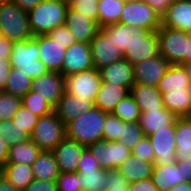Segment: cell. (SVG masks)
Wrapping results in <instances>:
<instances>
[{
	"instance_id": "cell-1",
	"label": "cell",
	"mask_w": 191,
	"mask_h": 191,
	"mask_svg": "<svg viewBox=\"0 0 191 191\" xmlns=\"http://www.w3.org/2000/svg\"><path fill=\"white\" fill-rule=\"evenodd\" d=\"M68 0L41 1L28 12L29 27L34 36L47 35L55 28L65 25Z\"/></svg>"
},
{
	"instance_id": "cell-2",
	"label": "cell",
	"mask_w": 191,
	"mask_h": 191,
	"mask_svg": "<svg viewBox=\"0 0 191 191\" xmlns=\"http://www.w3.org/2000/svg\"><path fill=\"white\" fill-rule=\"evenodd\" d=\"M107 114L94 107L66 125V137L86 147L103 140V129Z\"/></svg>"
},
{
	"instance_id": "cell-3",
	"label": "cell",
	"mask_w": 191,
	"mask_h": 191,
	"mask_svg": "<svg viewBox=\"0 0 191 191\" xmlns=\"http://www.w3.org/2000/svg\"><path fill=\"white\" fill-rule=\"evenodd\" d=\"M39 54V35L29 40L13 42L10 56L11 68H19L32 79L45 75L49 70L39 60Z\"/></svg>"
},
{
	"instance_id": "cell-4",
	"label": "cell",
	"mask_w": 191,
	"mask_h": 191,
	"mask_svg": "<svg viewBox=\"0 0 191 191\" xmlns=\"http://www.w3.org/2000/svg\"><path fill=\"white\" fill-rule=\"evenodd\" d=\"M0 34L12 42L33 38L28 13L13 1H0Z\"/></svg>"
},
{
	"instance_id": "cell-5",
	"label": "cell",
	"mask_w": 191,
	"mask_h": 191,
	"mask_svg": "<svg viewBox=\"0 0 191 191\" xmlns=\"http://www.w3.org/2000/svg\"><path fill=\"white\" fill-rule=\"evenodd\" d=\"M119 22L143 31L161 27V17L144 0H126Z\"/></svg>"
},
{
	"instance_id": "cell-6",
	"label": "cell",
	"mask_w": 191,
	"mask_h": 191,
	"mask_svg": "<svg viewBox=\"0 0 191 191\" xmlns=\"http://www.w3.org/2000/svg\"><path fill=\"white\" fill-rule=\"evenodd\" d=\"M65 137L66 125L54 111L49 115L41 116L31 134V140L41 151H53Z\"/></svg>"
},
{
	"instance_id": "cell-7",
	"label": "cell",
	"mask_w": 191,
	"mask_h": 191,
	"mask_svg": "<svg viewBox=\"0 0 191 191\" xmlns=\"http://www.w3.org/2000/svg\"><path fill=\"white\" fill-rule=\"evenodd\" d=\"M123 54L124 59L131 65L159 55L157 31H143L131 27V42Z\"/></svg>"
},
{
	"instance_id": "cell-8",
	"label": "cell",
	"mask_w": 191,
	"mask_h": 191,
	"mask_svg": "<svg viewBox=\"0 0 191 191\" xmlns=\"http://www.w3.org/2000/svg\"><path fill=\"white\" fill-rule=\"evenodd\" d=\"M157 36L159 54L171 65L185 64V56H188L187 32L160 27Z\"/></svg>"
},
{
	"instance_id": "cell-9",
	"label": "cell",
	"mask_w": 191,
	"mask_h": 191,
	"mask_svg": "<svg viewBox=\"0 0 191 191\" xmlns=\"http://www.w3.org/2000/svg\"><path fill=\"white\" fill-rule=\"evenodd\" d=\"M102 83L100 70L91 68L65 77V92L95 101Z\"/></svg>"
},
{
	"instance_id": "cell-10",
	"label": "cell",
	"mask_w": 191,
	"mask_h": 191,
	"mask_svg": "<svg viewBox=\"0 0 191 191\" xmlns=\"http://www.w3.org/2000/svg\"><path fill=\"white\" fill-rule=\"evenodd\" d=\"M81 191H105L107 170L102 169L99 161L86 149L78 162Z\"/></svg>"
},
{
	"instance_id": "cell-11",
	"label": "cell",
	"mask_w": 191,
	"mask_h": 191,
	"mask_svg": "<svg viewBox=\"0 0 191 191\" xmlns=\"http://www.w3.org/2000/svg\"><path fill=\"white\" fill-rule=\"evenodd\" d=\"M87 149L99 161L104 170L118 169L132 154L130 148L118 141H97L87 146Z\"/></svg>"
},
{
	"instance_id": "cell-12",
	"label": "cell",
	"mask_w": 191,
	"mask_h": 191,
	"mask_svg": "<svg viewBox=\"0 0 191 191\" xmlns=\"http://www.w3.org/2000/svg\"><path fill=\"white\" fill-rule=\"evenodd\" d=\"M155 155V165L177 163L175 143V121L165 129L157 130L148 135Z\"/></svg>"
},
{
	"instance_id": "cell-13",
	"label": "cell",
	"mask_w": 191,
	"mask_h": 191,
	"mask_svg": "<svg viewBox=\"0 0 191 191\" xmlns=\"http://www.w3.org/2000/svg\"><path fill=\"white\" fill-rule=\"evenodd\" d=\"M90 48L93 66L98 70L124 59V54L101 29L90 42Z\"/></svg>"
},
{
	"instance_id": "cell-14",
	"label": "cell",
	"mask_w": 191,
	"mask_h": 191,
	"mask_svg": "<svg viewBox=\"0 0 191 191\" xmlns=\"http://www.w3.org/2000/svg\"><path fill=\"white\" fill-rule=\"evenodd\" d=\"M170 63L161 55L139 62L134 67V82L157 87L160 79L165 75Z\"/></svg>"
},
{
	"instance_id": "cell-15",
	"label": "cell",
	"mask_w": 191,
	"mask_h": 191,
	"mask_svg": "<svg viewBox=\"0 0 191 191\" xmlns=\"http://www.w3.org/2000/svg\"><path fill=\"white\" fill-rule=\"evenodd\" d=\"M94 68L90 44L74 42L66 48L61 74L68 75Z\"/></svg>"
},
{
	"instance_id": "cell-16",
	"label": "cell",
	"mask_w": 191,
	"mask_h": 191,
	"mask_svg": "<svg viewBox=\"0 0 191 191\" xmlns=\"http://www.w3.org/2000/svg\"><path fill=\"white\" fill-rule=\"evenodd\" d=\"M65 25L68 27L76 42L90 44L100 30L98 22L84 15V13L67 9Z\"/></svg>"
},
{
	"instance_id": "cell-17",
	"label": "cell",
	"mask_w": 191,
	"mask_h": 191,
	"mask_svg": "<svg viewBox=\"0 0 191 191\" xmlns=\"http://www.w3.org/2000/svg\"><path fill=\"white\" fill-rule=\"evenodd\" d=\"M65 77L59 72L49 71L47 74L32 79L31 90L40 94L55 107L65 92Z\"/></svg>"
},
{
	"instance_id": "cell-18",
	"label": "cell",
	"mask_w": 191,
	"mask_h": 191,
	"mask_svg": "<svg viewBox=\"0 0 191 191\" xmlns=\"http://www.w3.org/2000/svg\"><path fill=\"white\" fill-rule=\"evenodd\" d=\"M86 149L85 145L65 137L52 151L59 171L61 173L77 172L78 162Z\"/></svg>"
},
{
	"instance_id": "cell-19",
	"label": "cell",
	"mask_w": 191,
	"mask_h": 191,
	"mask_svg": "<svg viewBox=\"0 0 191 191\" xmlns=\"http://www.w3.org/2000/svg\"><path fill=\"white\" fill-rule=\"evenodd\" d=\"M95 107V101L82 99L64 92L63 96L54 107V112L60 120L67 125L70 121L80 117Z\"/></svg>"
},
{
	"instance_id": "cell-20",
	"label": "cell",
	"mask_w": 191,
	"mask_h": 191,
	"mask_svg": "<svg viewBox=\"0 0 191 191\" xmlns=\"http://www.w3.org/2000/svg\"><path fill=\"white\" fill-rule=\"evenodd\" d=\"M161 27L191 31V0H175L161 17Z\"/></svg>"
},
{
	"instance_id": "cell-21",
	"label": "cell",
	"mask_w": 191,
	"mask_h": 191,
	"mask_svg": "<svg viewBox=\"0 0 191 191\" xmlns=\"http://www.w3.org/2000/svg\"><path fill=\"white\" fill-rule=\"evenodd\" d=\"M39 60L49 71L61 73L66 47L48 35H39Z\"/></svg>"
},
{
	"instance_id": "cell-22",
	"label": "cell",
	"mask_w": 191,
	"mask_h": 191,
	"mask_svg": "<svg viewBox=\"0 0 191 191\" xmlns=\"http://www.w3.org/2000/svg\"><path fill=\"white\" fill-rule=\"evenodd\" d=\"M162 100L164 107L177 118L191 117V84L185 89H166Z\"/></svg>"
},
{
	"instance_id": "cell-23",
	"label": "cell",
	"mask_w": 191,
	"mask_h": 191,
	"mask_svg": "<svg viewBox=\"0 0 191 191\" xmlns=\"http://www.w3.org/2000/svg\"><path fill=\"white\" fill-rule=\"evenodd\" d=\"M102 81L129 89L135 84L134 67L125 59L100 69Z\"/></svg>"
},
{
	"instance_id": "cell-24",
	"label": "cell",
	"mask_w": 191,
	"mask_h": 191,
	"mask_svg": "<svg viewBox=\"0 0 191 191\" xmlns=\"http://www.w3.org/2000/svg\"><path fill=\"white\" fill-rule=\"evenodd\" d=\"M129 94L130 89L127 87L102 81L95 99V107L101 109L105 113H112L116 105Z\"/></svg>"
},
{
	"instance_id": "cell-25",
	"label": "cell",
	"mask_w": 191,
	"mask_h": 191,
	"mask_svg": "<svg viewBox=\"0 0 191 191\" xmlns=\"http://www.w3.org/2000/svg\"><path fill=\"white\" fill-rule=\"evenodd\" d=\"M130 94L140 108V112L160 110L164 107L162 94L157 87L135 83Z\"/></svg>"
},
{
	"instance_id": "cell-26",
	"label": "cell",
	"mask_w": 191,
	"mask_h": 191,
	"mask_svg": "<svg viewBox=\"0 0 191 191\" xmlns=\"http://www.w3.org/2000/svg\"><path fill=\"white\" fill-rule=\"evenodd\" d=\"M154 163L145 161L132 154L118 167L120 173L128 183L150 179L153 173Z\"/></svg>"
},
{
	"instance_id": "cell-27",
	"label": "cell",
	"mask_w": 191,
	"mask_h": 191,
	"mask_svg": "<svg viewBox=\"0 0 191 191\" xmlns=\"http://www.w3.org/2000/svg\"><path fill=\"white\" fill-rule=\"evenodd\" d=\"M151 179L158 191H168L175 185L186 182L182 177L181 166H178L177 163L154 165Z\"/></svg>"
},
{
	"instance_id": "cell-28",
	"label": "cell",
	"mask_w": 191,
	"mask_h": 191,
	"mask_svg": "<svg viewBox=\"0 0 191 191\" xmlns=\"http://www.w3.org/2000/svg\"><path fill=\"white\" fill-rule=\"evenodd\" d=\"M177 117L165 107L160 110L141 112L139 125L144 131L145 136L170 126Z\"/></svg>"
},
{
	"instance_id": "cell-29",
	"label": "cell",
	"mask_w": 191,
	"mask_h": 191,
	"mask_svg": "<svg viewBox=\"0 0 191 191\" xmlns=\"http://www.w3.org/2000/svg\"><path fill=\"white\" fill-rule=\"evenodd\" d=\"M176 160L191 159V117L175 120Z\"/></svg>"
},
{
	"instance_id": "cell-30",
	"label": "cell",
	"mask_w": 191,
	"mask_h": 191,
	"mask_svg": "<svg viewBox=\"0 0 191 191\" xmlns=\"http://www.w3.org/2000/svg\"><path fill=\"white\" fill-rule=\"evenodd\" d=\"M34 179L56 181L60 171L52 151H41L32 164Z\"/></svg>"
},
{
	"instance_id": "cell-31",
	"label": "cell",
	"mask_w": 191,
	"mask_h": 191,
	"mask_svg": "<svg viewBox=\"0 0 191 191\" xmlns=\"http://www.w3.org/2000/svg\"><path fill=\"white\" fill-rule=\"evenodd\" d=\"M1 174L17 189L23 191L34 180L32 166L20 163H6Z\"/></svg>"
},
{
	"instance_id": "cell-32",
	"label": "cell",
	"mask_w": 191,
	"mask_h": 191,
	"mask_svg": "<svg viewBox=\"0 0 191 191\" xmlns=\"http://www.w3.org/2000/svg\"><path fill=\"white\" fill-rule=\"evenodd\" d=\"M40 152V148L31 139L20 142L9 148L6 163H20L32 166Z\"/></svg>"
},
{
	"instance_id": "cell-33",
	"label": "cell",
	"mask_w": 191,
	"mask_h": 191,
	"mask_svg": "<svg viewBox=\"0 0 191 191\" xmlns=\"http://www.w3.org/2000/svg\"><path fill=\"white\" fill-rule=\"evenodd\" d=\"M190 85L189 76L182 65H170L165 75L160 79L158 90L166 93V89H185Z\"/></svg>"
},
{
	"instance_id": "cell-34",
	"label": "cell",
	"mask_w": 191,
	"mask_h": 191,
	"mask_svg": "<svg viewBox=\"0 0 191 191\" xmlns=\"http://www.w3.org/2000/svg\"><path fill=\"white\" fill-rule=\"evenodd\" d=\"M126 0H99L98 25L104 27L118 23Z\"/></svg>"
},
{
	"instance_id": "cell-35",
	"label": "cell",
	"mask_w": 191,
	"mask_h": 191,
	"mask_svg": "<svg viewBox=\"0 0 191 191\" xmlns=\"http://www.w3.org/2000/svg\"><path fill=\"white\" fill-rule=\"evenodd\" d=\"M31 85L32 78L21 72L19 68H11L6 87L3 91L22 98L31 91Z\"/></svg>"
},
{
	"instance_id": "cell-36",
	"label": "cell",
	"mask_w": 191,
	"mask_h": 191,
	"mask_svg": "<svg viewBox=\"0 0 191 191\" xmlns=\"http://www.w3.org/2000/svg\"><path fill=\"white\" fill-rule=\"evenodd\" d=\"M110 40L115 44L116 48L122 53L129 47L131 42V27L123 23L110 24L100 28Z\"/></svg>"
},
{
	"instance_id": "cell-37",
	"label": "cell",
	"mask_w": 191,
	"mask_h": 191,
	"mask_svg": "<svg viewBox=\"0 0 191 191\" xmlns=\"http://www.w3.org/2000/svg\"><path fill=\"white\" fill-rule=\"evenodd\" d=\"M112 114L122 121L135 123L139 122L141 112L134 98L129 94L116 105Z\"/></svg>"
},
{
	"instance_id": "cell-38",
	"label": "cell",
	"mask_w": 191,
	"mask_h": 191,
	"mask_svg": "<svg viewBox=\"0 0 191 191\" xmlns=\"http://www.w3.org/2000/svg\"><path fill=\"white\" fill-rule=\"evenodd\" d=\"M22 105L39 117L49 115L54 111V107L45 97H41L39 93L32 90L22 97Z\"/></svg>"
},
{
	"instance_id": "cell-39",
	"label": "cell",
	"mask_w": 191,
	"mask_h": 191,
	"mask_svg": "<svg viewBox=\"0 0 191 191\" xmlns=\"http://www.w3.org/2000/svg\"><path fill=\"white\" fill-rule=\"evenodd\" d=\"M145 136L139 122L130 123L121 120V131L118 142H121L131 150Z\"/></svg>"
},
{
	"instance_id": "cell-40",
	"label": "cell",
	"mask_w": 191,
	"mask_h": 191,
	"mask_svg": "<svg viewBox=\"0 0 191 191\" xmlns=\"http://www.w3.org/2000/svg\"><path fill=\"white\" fill-rule=\"evenodd\" d=\"M0 136L5 139L9 148L31 139V136L25 130L19 129L12 120L0 122Z\"/></svg>"
},
{
	"instance_id": "cell-41",
	"label": "cell",
	"mask_w": 191,
	"mask_h": 191,
	"mask_svg": "<svg viewBox=\"0 0 191 191\" xmlns=\"http://www.w3.org/2000/svg\"><path fill=\"white\" fill-rule=\"evenodd\" d=\"M22 105V98L0 91V122L12 120Z\"/></svg>"
},
{
	"instance_id": "cell-42",
	"label": "cell",
	"mask_w": 191,
	"mask_h": 191,
	"mask_svg": "<svg viewBox=\"0 0 191 191\" xmlns=\"http://www.w3.org/2000/svg\"><path fill=\"white\" fill-rule=\"evenodd\" d=\"M39 118V116L33 114L24 105H21L13 116L12 121L19 129L25 130L31 136Z\"/></svg>"
},
{
	"instance_id": "cell-43",
	"label": "cell",
	"mask_w": 191,
	"mask_h": 191,
	"mask_svg": "<svg viewBox=\"0 0 191 191\" xmlns=\"http://www.w3.org/2000/svg\"><path fill=\"white\" fill-rule=\"evenodd\" d=\"M98 1L99 0H68L69 6L85 16L98 22Z\"/></svg>"
},
{
	"instance_id": "cell-44",
	"label": "cell",
	"mask_w": 191,
	"mask_h": 191,
	"mask_svg": "<svg viewBox=\"0 0 191 191\" xmlns=\"http://www.w3.org/2000/svg\"><path fill=\"white\" fill-rule=\"evenodd\" d=\"M56 186L57 191H81L78 172H60L59 177L56 179Z\"/></svg>"
},
{
	"instance_id": "cell-45",
	"label": "cell",
	"mask_w": 191,
	"mask_h": 191,
	"mask_svg": "<svg viewBox=\"0 0 191 191\" xmlns=\"http://www.w3.org/2000/svg\"><path fill=\"white\" fill-rule=\"evenodd\" d=\"M121 131V120L112 113L106 115L103 129V140L114 142L118 141Z\"/></svg>"
},
{
	"instance_id": "cell-46",
	"label": "cell",
	"mask_w": 191,
	"mask_h": 191,
	"mask_svg": "<svg viewBox=\"0 0 191 191\" xmlns=\"http://www.w3.org/2000/svg\"><path fill=\"white\" fill-rule=\"evenodd\" d=\"M105 191H129V183L118 169L107 170Z\"/></svg>"
},
{
	"instance_id": "cell-47",
	"label": "cell",
	"mask_w": 191,
	"mask_h": 191,
	"mask_svg": "<svg viewBox=\"0 0 191 191\" xmlns=\"http://www.w3.org/2000/svg\"><path fill=\"white\" fill-rule=\"evenodd\" d=\"M133 156L139 157L148 162H155L154 150L148 136H144L139 143L131 150Z\"/></svg>"
},
{
	"instance_id": "cell-48",
	"label": "cell",
	"mask_w": 191,
	"mask_h": 191,
	"mask_svg": "<svg viewBox=\"0 0 191 191\" xmlns=\"http://www.w3.org/2000/svg\"><path fill=\"white\" fill-rule=\"evenodd\" d=\"M53 41L59 42L62 46L68 48L74 42H76L75 38L72 36L66 25L59 26L55 28L53 31L47 34Z\"/></svg>"
},
{
	"instance_id": "cell-49",
	"label": "cell",
	"mask_w": 191,
	"mask_h": 191,
	"mask_svg": "<svg viewBox=\"0 0 191 191\" xmlns=\"http://www.w3.org/2000/svg\"><path fill=\"white\" fill-rule=\"evenodd\" d=\"M23 191H57L56 181L34 179Z\"/></svg>"
},
{
	"instance_id": "cell-50",
	"label": "cell",
	"mask_w": 191,
	"mask_h": 191,
	"mask_svg": "<svg viewBox=\"0 0 191 191\" xmlns=\"http://www.w3.org/2000/svg\"><path fill=\"white\" fill-rule=\"evenodd\" d=\"M10 70V58H0V91H3L6 87Z\"/></svg>"
},
{
	"instance_id": "cell-51",
	"label": "cell",
	"mask_w": 191,
	"mask_h": 191,
	"mask_svg": "<svg viewBox=\"0 0 191 191\" xmlns=\"http://www.w3.org/2000/svg\"><path fill=\"white\" fill-rule=\"evenodd\" d=\"M154 11L162 17L167 11L168 7L175 0H144Z\"/></svg>"
},
{
	"instance_id": "cell-52",
	"label": "cell",
	"mask_w": 191,
	"mask_h": 191,
	"mask_svg": "<svg viewBox=\"0 0 191 191\" xmlns=\"http://www.w3.org/2000/svg\"><path fill=\"white\" fill-rule=\"evenodd\" d=\"M129 191H158V189L150 178L129 184Z\"/></svg>"
},
{
	"instance_id": "cell-53",
	"label": "cell",
	"mask_w": 191,
	"mask_h": 191,
	"mask_svg": "<svg viewBox=\"0 0 191 191\" xmlns=\"http://www.w3.org/2000/svg\"><path fill=\"white\" fill-rule=\"evenodd\" d=\"M12 41L0 35V58H10L12 53Z\"/></svg>"
},
{
	"instance_id": "cell-54",
	"label": "cell",
	"mask_w": 191,
	"mask_h": 191,
	"mask_svg": "<svg viewBox=\"0 0 191 191\" xmlns=\"http://www.w3.org/2000/svg\"><path fill=\"white\" fill-rule=\"evenodd\" d=\"M23 11L29 12L34 9L42 0H12Z\"/></svg>"
},
{
	"instance_id": "cell-55",
	"label": "cell",
	"mask_w": 191,
	"mask_h": 191,
	"mask_svg": "<svg viewBox=\"0 0 191 191\" xmlns=\"http://www.w3.org/2000/svg\"><path fill=\"white\" fill-rule=\"evenodd\" d=\"M177 165L181 166L182 177L186 181L191 182V159H186L185 161H177Z\"/></svg>"
},
{
	"instance_id": "cell-56",
	"label": "cell",
	"mask_w": 191,
	"mask_h": 191,
	"mask_svg": "<svg viewBox=\"0 0 191 191\" xmlns=\"http://www.w3.org/2000/svg\"><path fill=\"white\" fill-rule=\"evenodd\" d=\"M9 147L5 142V139L0 136V168H2L8 159Z\"/></svg>"
},
{
	"instance_id": "cell-57",
	"label": "cell",
	"mask_w": 191,
	"mask_h": 191,
	"mask_svg": "<svg viewBox=\"0 0 191 191\" xmlns=\"http://www.w3.org/2000/svg\"><path fill=\"white\" fill-rule=\"evenodd\" d=\"M0 191H21L15 188L2 174H0Z\"/></svg>"
},
{
	"instance_id": "cell-58",
	"label": "cell",
	"mask_w": 191,
	"mask_h": 191,
	"mask_svg": "<svg viewBox=\"0 0 191 191\" xmlns=\"http://www.w3.org/2000/svg\"><path fill=\"white\" fill-rule=\"evenodd\" d=\"M168 191H191V182L186 181L184 183L177 184Z\"/></svg>"
},
{
	"instance_id": "cell-59",
	"label": "cell",
	"mask_w": 191,
	"mask_h": 191,
	"mask_svg": "<svg viewBox=\"0 0 191 191\" xmlns=\"http://www.w3.org/2000/svg\"><path fill=\"white\" fill-rule=\"evenodd\" d=\"M188 56H185V63L191 62V31L187 32Z\"/></svg>"
},
{
	"instance_id": "cell-60",
	"label": "cell",
	"mask_w": 191,
	"mask_h": 191,
	"mask_svg": "<svg viewBox=\"0 0 191 191\" xmlns=\"http://www.w3.org/2000/svg\"><path fill=\"white\" fill-rule=\"evenodd\" d=\"M183 68L185 69L187 75L189 76L190 84H191V62L181 64Z\"/></svg>"
}]
</instances>
